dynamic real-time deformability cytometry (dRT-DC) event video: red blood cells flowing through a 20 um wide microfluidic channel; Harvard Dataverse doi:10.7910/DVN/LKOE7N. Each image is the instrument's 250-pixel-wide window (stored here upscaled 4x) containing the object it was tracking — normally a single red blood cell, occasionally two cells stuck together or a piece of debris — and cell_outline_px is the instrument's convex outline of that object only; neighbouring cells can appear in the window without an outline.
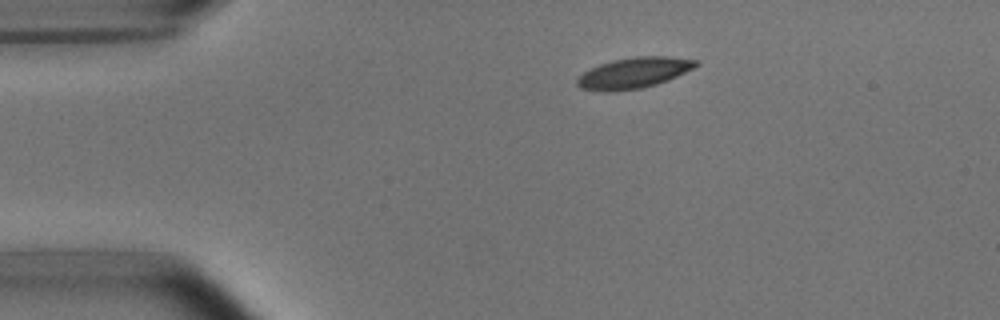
{"species": "common noctule bat (a hibernating species)", "species_latin": "Nyctalus noctula", "temperature_condition": "room temperature", "stored_images_in_passage": 6, "camera_frame_rate_fps": 3000, "um_per_image_px": 0.085, "animal": {"sex": "male", "body_mass_g": 15.6}, "frame": {"image": 1, "passage_image": 1, "time_ms": 0.0, "image_size_px": [1000, 320], "cell_outline_px": [[700, 64], [668, 80], [656, 84], [640, 88], [612, 92], [608, 92], [580, 88], [576, 84], [576, 80], [584, 72], [600, 64], [612, 60], [636, 56], [668, 56], [700, 60]], "centroid_in_image_um": [53.88, 6.19], "position_along_channel_um": 31.1, "area_um2": 21.21}}
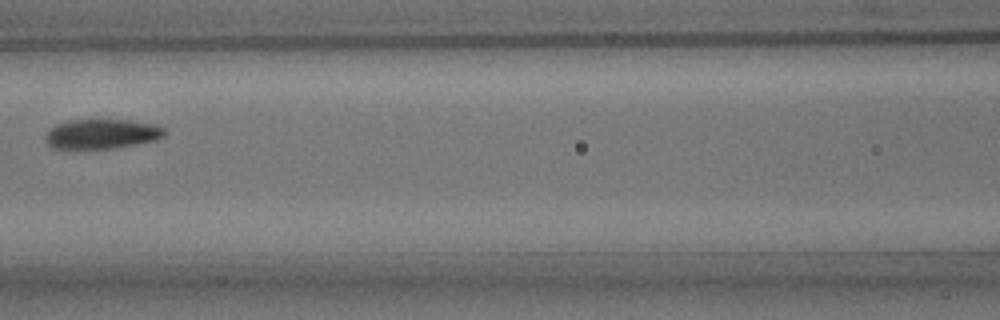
{"frame": {"image": 2, "passage_image": 5, "time_ms": 4.667, "image_size_px": [1000, 320], "cell_outline_px": [[168, 132], [164, 136], [156, 140], [136, 144], [112, 148], [52, 148], [48, 144], [44, 136], [48, 128], [56, 124], [72, 120], [132, 120], [156, 124], [164, 128]], "centroid_in_image_um": [8.67, 11.37], "position_along_channel_um": 157.9, "area_um2": 20.69}}
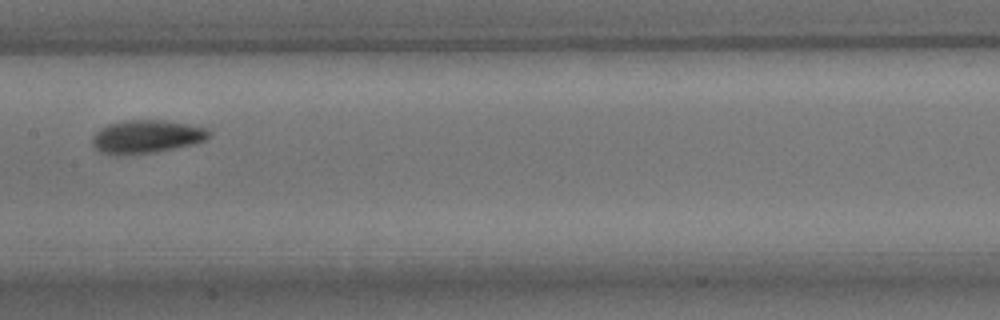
{"frame": {"image": 3, "passage_image": 6, "time_ms": 5.667, "image_size_px": [1000, 320], "cell_outline_px": [[212, 136], [208, 140], [192, 144], [156, 152], [120, 156], [100, 152], [92, 144], [92, 136], [100, 128], [108, 124], [124, 120], [164, 120], [188, 124], [208, 128], [212, 132]], "centroid_in_image_um": [12.48, 11.62], "position_along_channel_um": 194.9, "area_um2": 22.95}}